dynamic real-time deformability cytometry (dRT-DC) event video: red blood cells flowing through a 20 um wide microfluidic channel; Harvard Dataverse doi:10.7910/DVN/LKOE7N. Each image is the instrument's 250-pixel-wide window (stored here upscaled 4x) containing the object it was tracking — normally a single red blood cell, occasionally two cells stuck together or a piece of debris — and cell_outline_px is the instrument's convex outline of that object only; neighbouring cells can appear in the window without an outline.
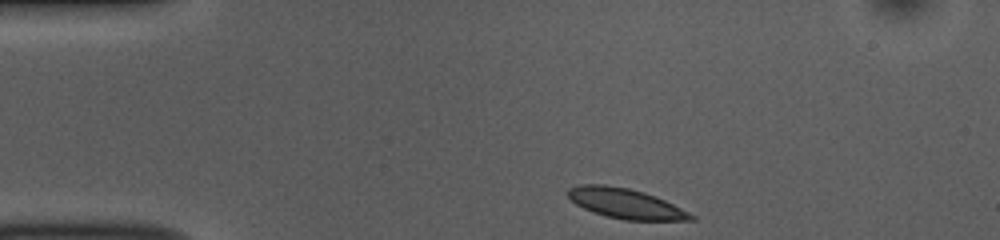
{"species": "common noctule bat (a hibernating species)", "species_latin": "Nyctalus noctula", "temperature_condition": "room temperature", "stored_images_in_passage": 45, "camera_frame_rate_fps": 3000, "um_per_image_px": 0.085, "animal": {"sex": "female", "body_mass_g": 10.0, "forearm_length_mm": 53.1}, "frame": {"image": 1, "passage_image": 1, "time_ms": 0.0, "image_size_px": [1000, 240], "cell_outline_px": [[696, 220], [624, 220], [608, 216], [584, 208], [576, 204], [568, 196], [568, 188], [580, 184], [604, 184], [628, 188], [644, 192], [656, 196], [696, 216]], "centroid_in_image_um": [53.18, 17.29], "position_along_channel_um": 31.8, "area_um2": 21.27}}
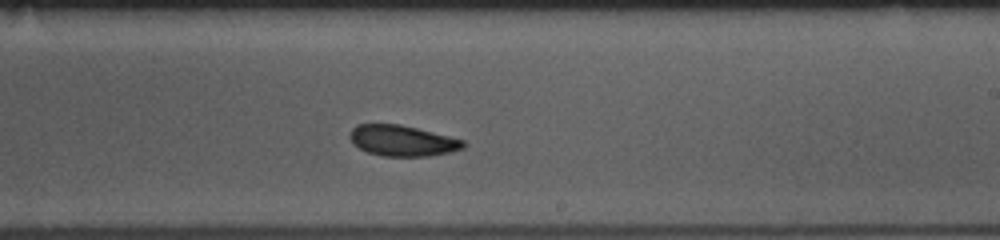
{"frame": {"image": 2, "passage_image": 23, "time_ms": 7.333, "image_size_px": [1000, 240], "cell_outline_px": [[464, 148], [452, 152], [428, 156], [380, 156], [368, 152], [352, 144], [348, 136], [348, 132], [356, 124], [400, 124], [464, 140]], "centroid_in_image_um": [34.15, 11.96], "position_along_channel_um": 254.9, "area_um2": 20.46}}
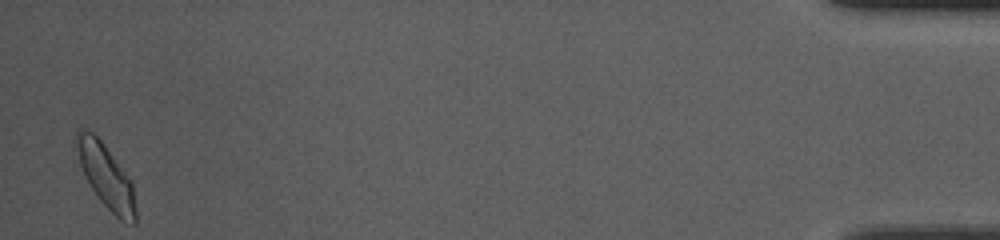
{"frame": {"image": 3, "passage_image": 44, "time_ms": 14.333, "image_size_px": [1000, 240], "cell_outline_px": [[136, 224], [124, 224], [100, 200], [84, 176], [72, 144], [72, 140], [76, 132], [80, 128], [92, 132], [100, 140], [132, 180], [136, 212]], "centroid_in_image_um": [8.97, 14.95], "position_along_channel_um": 426.2, "area_um2": 22.31}, "authors_computed_cell_mechanics": {"area_um2": 21.1548, "velocity_mm_per_s": 3.6789, "shape_relaxation_time_tau1_ms": 2.97, "shape_relaxation_time_tau2_ms": null, "deformation_change_tau1": 0.0817, "deformation_change_tau2": null}}